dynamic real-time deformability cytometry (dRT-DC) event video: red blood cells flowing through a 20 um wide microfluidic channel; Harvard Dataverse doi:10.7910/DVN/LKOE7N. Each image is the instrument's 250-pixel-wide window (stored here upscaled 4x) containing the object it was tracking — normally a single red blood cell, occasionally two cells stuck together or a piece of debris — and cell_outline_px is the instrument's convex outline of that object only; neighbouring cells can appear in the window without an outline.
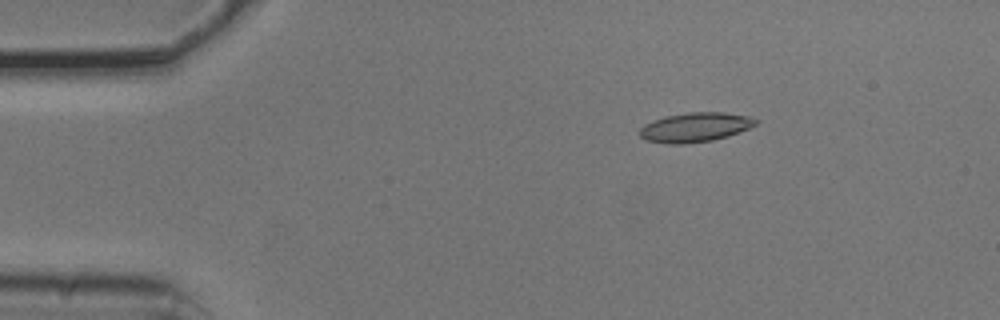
{"species": "common noctule bat (a hibernating species)", "species_latin": "Nyctalus noctula", "temperature_condition": "cold", "stored_images_in_passage": 3, "camera_frame_rate_fps": 3000, "um_per_image_px": 0.085, "animal": {"sex": "male", "body_mass_g": 20.5, "forearm_length_mm": 52.5}, "frame": {"image": 1, "passage_image": 1, "time_ms": 0.0, "image_size_px": [1000, 320], "cell_outline_px": [[760, 120], [756, 124], [748, 128], [728, 136], [712, 140], [684, 144], [668, 144], [644, 140], [636, 132], [644, 124], [652, 120], [664, 116], [688, 112], [724, 112], [748, 116]], "centroid_in_image_um": [59.03, 10.81], "position_along_channel_um": 26.0, "area_um2": 20.11}}